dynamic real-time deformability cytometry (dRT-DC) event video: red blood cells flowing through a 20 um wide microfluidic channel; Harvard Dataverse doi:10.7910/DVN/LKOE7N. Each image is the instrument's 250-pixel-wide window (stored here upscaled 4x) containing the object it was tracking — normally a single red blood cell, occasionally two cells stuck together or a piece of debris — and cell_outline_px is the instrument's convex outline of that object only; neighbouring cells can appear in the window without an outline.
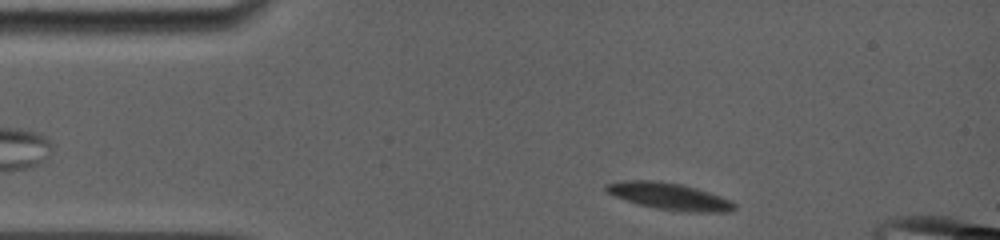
{"species": "common noctule bat (a hibernating species)", "species_latin": "Nyctalus noctula", "temperature_condition": "room temperature", "stored_images_in_passage": 55, "camera_frame_rate_fps": 5000, "um_per_image_px": 0.085, "animal": {"sex": "female", "body_mass_g": 19.0, "forearm_length_mm": 56.7}, "frame": {"image": 1, "passage_image": 5, "time_ms": 1.0, "image_size_px": [1000, 240], "cell_outline_px": [[736, 208], [732, 212], [680, 212], [656, 208], [636, 204], [616, 196], [608, 192], [604, 188], [604, 184], [624, 180], [656, 180], [680, 184], [696, 188], [732, 200], [736, 204]], "centroid_in_image_um": [56.92, 16.69], "position_along_channel_um": 28.1, "area_um2": 20.23}}
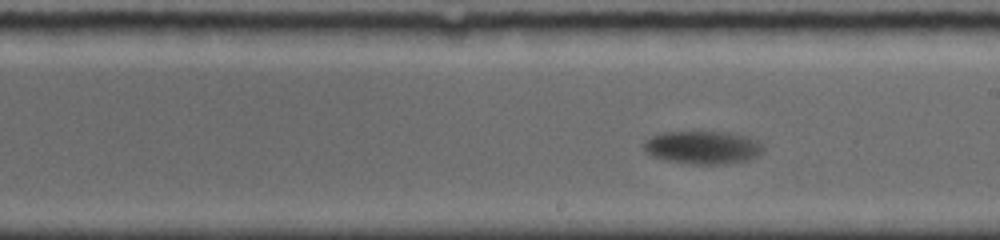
{"frame": {"image": 2, "passage_image": 33, "time_ms": 8.2, "image_size_px": [1000, 240], "cell_outline_px": [[760, 152], [756, 156], [748, 160], [732, 164], [688, 164], [664, 160], [652, 156], [644, 148], [644, 144], [652, 136], [668, 132], [728, 132], [744, 136], [760, 144]], "centroid_in_image_um": [59.7, 12.56], "position_along_channel_um": 229.3, "area_um2": 22.54}}
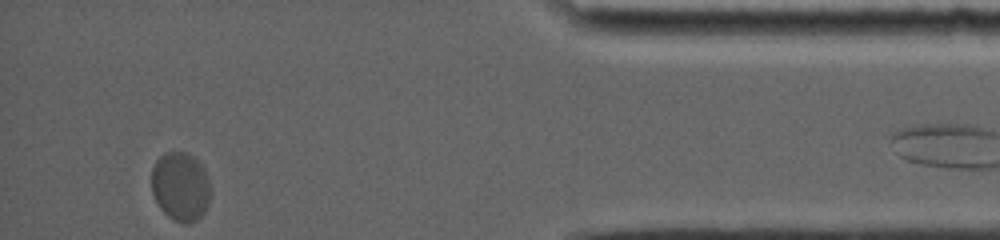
{"frame": {"image": 3, "passage_image": 54, "time_ms": 14.8, "image_size_px": [1000, 240], "cell_outline_px": [[212, 192], [208, 204], [204, 212], [196, 220], [188, 224], [184, 224], [168, 216], [160, 208], [152, 192], [152, 168], [156, 160], [160, 156], [168, 152], [184, 152], [192, 156], [204, 168], [208, 176]], "centroid_in_image_um": [15.37, 15.86], "position_along_channel_um": 419.8, "area_um2": 23.76}}